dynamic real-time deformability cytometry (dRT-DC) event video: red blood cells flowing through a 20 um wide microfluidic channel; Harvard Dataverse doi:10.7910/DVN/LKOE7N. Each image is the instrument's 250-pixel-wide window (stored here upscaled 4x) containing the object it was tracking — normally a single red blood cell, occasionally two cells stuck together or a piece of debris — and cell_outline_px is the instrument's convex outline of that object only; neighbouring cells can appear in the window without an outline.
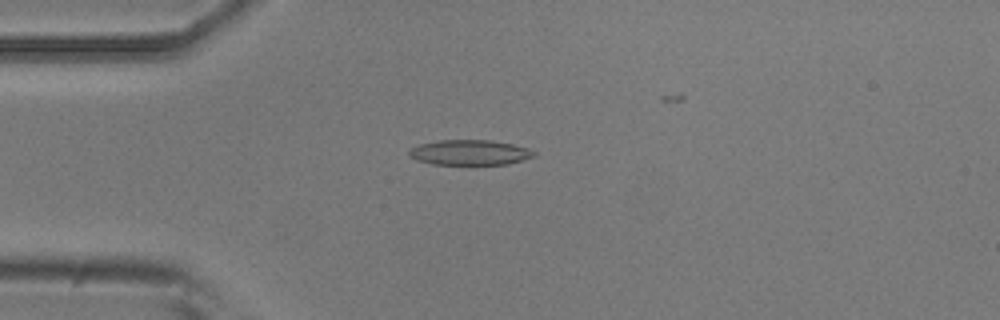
{"species": "common noctule bat (a hibernating species)", "species_latin": "Nyctalus noctula", "temperature_condition": "room temperature", "stored_images_in_passage": 8, "camera_frame_rate_fps": 3000, "um_per_image_px": 0.085, "animal": {"sex": "male", "body_mass_g": 20.5, "forearm_length_mm": 52.5}, "frame": {"image": 1, "passage_image": 5, "time_ms": 4.333, "image_size_px": [1000, 320], "cell_outline_px": [[536, 156], [508, 164], [432, 164], [416, 160], [408, 156], [408, 152], [412, 148], [420, 144], [440, 140], [488, 140], [512, 144], [528, 148], [536, 152]], "centroid_in_image_um": [39.93, 12.96], "position_along_channel_um": 45.1, "area_um2": 18.26}}
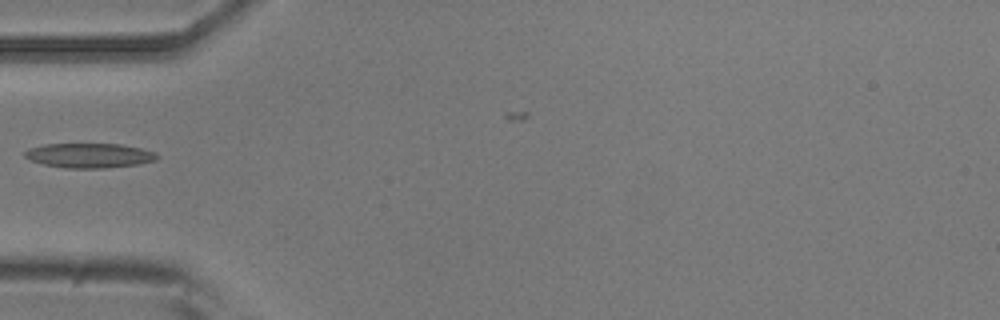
{"frame": {"image": 2, "passage_image": 6, "time_ms": 5.667, "image_size_px": [1000, 320], "cell_outline_px": [[160, 156], [156, 160], [136, 164], [108, 168], [64, 168], [44, 164], [32, 160], [24, 156], [24, 152], [28, 148], [44, 144], [120, 144], [140, 148], [156, 152]], "centroid_in_image_um": [7.6, 13.21], "position_along_channel_um": 77.4, "area_um2": 18.96}}
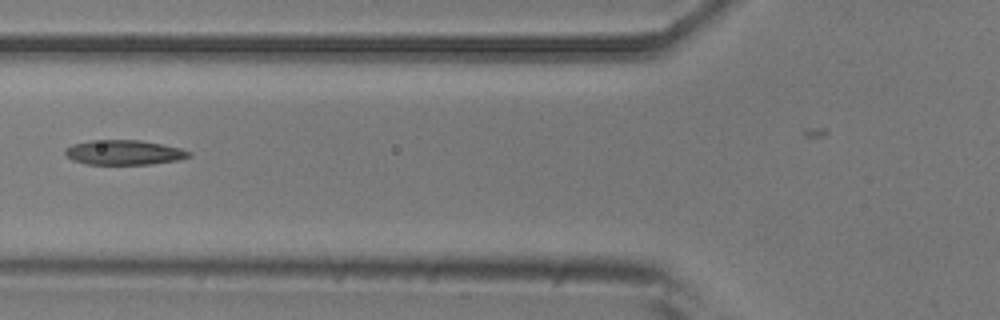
{"frame": {"image": 3, "passage_image": 7, "time_ms": 6.667, "image_size_px": [1000, 320], "cell_outline_px": [[192, 156], [180, 160], [152, 164], [88, 164], [72, 160], [64, 152], [64, 148], [72, 144], [88, 140], [140, 140], [164, 144], [180, 148], [192, 152]], "centroid_in_image_um": [10.57, 12.95], "position_along_channel_um": 115.2, "area_um2": 18.09}}